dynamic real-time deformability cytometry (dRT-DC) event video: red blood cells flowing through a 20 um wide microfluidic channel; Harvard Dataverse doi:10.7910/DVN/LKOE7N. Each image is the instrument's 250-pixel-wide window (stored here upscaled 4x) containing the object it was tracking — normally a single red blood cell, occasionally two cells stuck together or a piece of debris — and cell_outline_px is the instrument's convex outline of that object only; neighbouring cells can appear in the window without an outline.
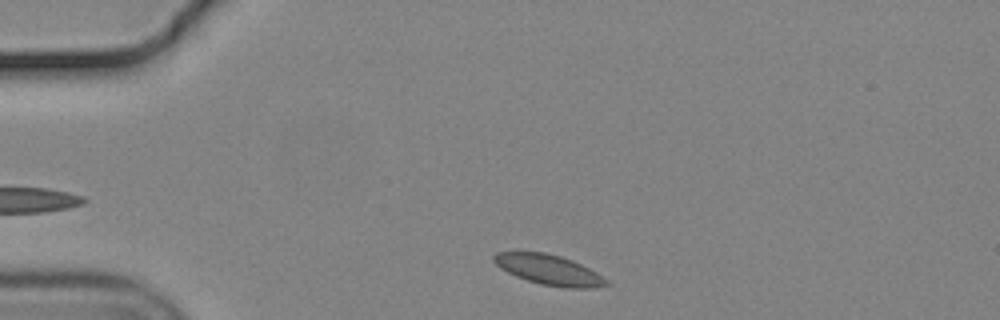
{"species": "common noctule bat (a hibernating species)", "species_latin": "Nyctalus noctula", "temperature_condition": "cold", "stored_images_in_passage": 37, "camera_frame_rate_fps": 3000, "um_per_image_px": 0.085, "animal": {"sex": "male", "body_mass_g": 19.2, "forearm_length_mm": 51.8}, "frame": {"image": 1, "passage_image": 2, "time_ms": 0.333, "image_size_px": [1000, 320], "cell_outline_px": [[612, 284], [596, 288], [568, 288], [540, 284], [516, 276], [500, 268], [492, 260], [492, 256], [496, 252], [544, 252], [560, 256], [572, 260], [596, 272], [608, 280]], "centroid_in_image_um": [46.68, 22.94], "position_along_channel_um": 38.3, "area_um2": 19.77}}
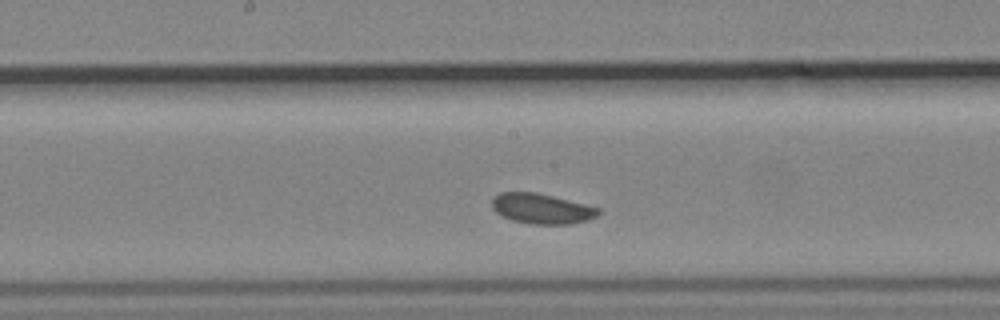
{"frame": {"image": 2, "passage_image": 19, "time_ms": 6.0, "image_size_px": [1000, 320], "cell_outline_px": [[600, 212], [596, 216], [588, 220], [568, 224], [536, 224], [512, 220], [496, 212], [492, 208], [492, 196], [500, 192], [536, 192], [600, 208]], "centroid_in_image_um": [46.02, 17.72], "position_along_channel_um": 202.2, "area_um2": 18.55}}
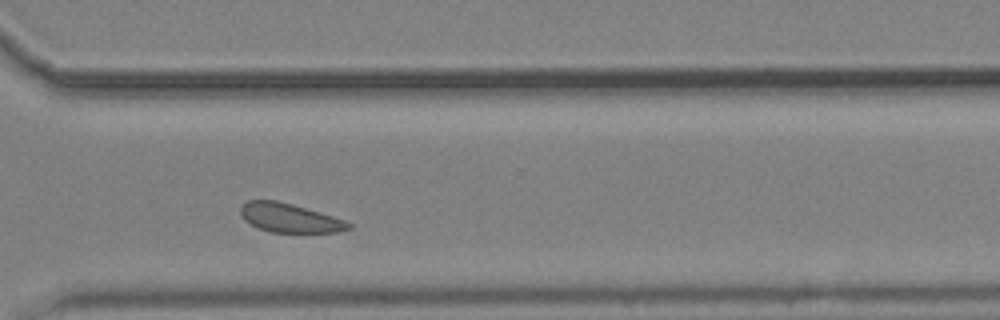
{"frame": {"image": 3, "passage_image": 31, "time_ms": 10.0, "image_size_px": [1000, 320], "cell_outline_px": [[352, 228], [340, 232], [272, 232], [256, 228], [244, 220], [240, 212], [240, 208], [248, 200], [276, 200], [292, 204], [320, 212], [344, 220], [352, 224]], "centroid_in_image_um": [24.61, 18.53], "position_along_channel_um": 346.0, "area_um2": 18.21}}